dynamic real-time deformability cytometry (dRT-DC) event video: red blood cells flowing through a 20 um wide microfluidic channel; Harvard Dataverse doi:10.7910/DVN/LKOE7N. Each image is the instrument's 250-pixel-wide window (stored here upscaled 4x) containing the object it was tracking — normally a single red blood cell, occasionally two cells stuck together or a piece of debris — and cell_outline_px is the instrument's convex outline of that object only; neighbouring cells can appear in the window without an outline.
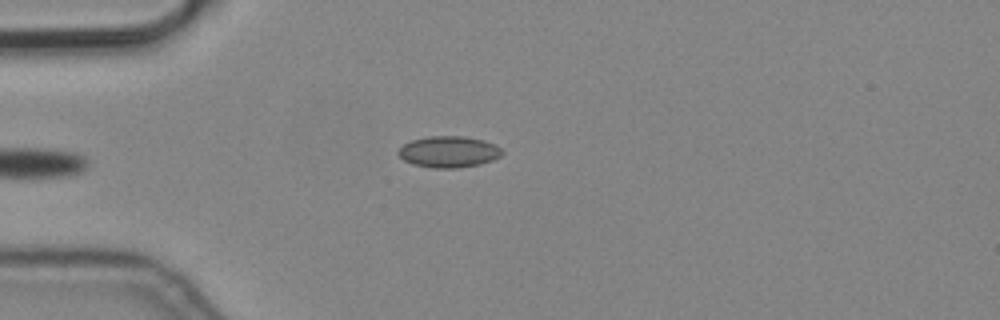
{"species": "common noctule bat (a hibernating species)", "species_latin": "Nyctalus noctula", "temperature_condition": "cold", "stored_images_in_passage": 5, "camera_frame_rate_fps": 3000, "um_per_image_px": 0.085, "animal": {"sex": "male", "body_mass_g": 19.2, "forearm_length_mm": 51.8}, "frame": {"image": 1, "passage_image": 5, "time_ms": 1.333, "image_size_px": [1000, 320], "cell_outline_px": [[504, 152], [500, 156], [492, 160], [480, 164], [456, 168], [432, 168], [412, 164], [404, 160], [396, 152], [404, 144], [412, 140], [428, 136], [464, 136], [484, 140], [496, 144]], "centroid_in_image_um": [38.15, 12.9], "position_along_channel_um": 46.9, "area_um2": 19.02}}